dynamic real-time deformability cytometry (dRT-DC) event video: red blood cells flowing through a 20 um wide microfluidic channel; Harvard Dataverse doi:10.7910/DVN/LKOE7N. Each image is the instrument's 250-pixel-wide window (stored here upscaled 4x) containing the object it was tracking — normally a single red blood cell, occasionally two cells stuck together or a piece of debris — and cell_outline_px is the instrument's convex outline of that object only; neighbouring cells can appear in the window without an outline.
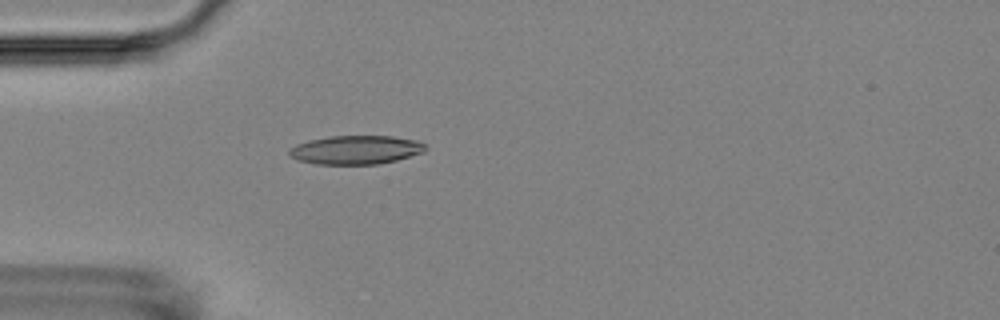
{"species": "Egyptian fruit bat (a non-hibernating species)", "species_latin": "Rousettus aegyptiacus", "temperature_condition": "room temperature", "stored_images_in_passage": 4, "camera_frame_rate_fps": 3000, "um_per_image_px": 0.085, "animal": {"sex": "female"}, "frame": {"image": 1, "passage_image": 4, "time_ms": 3.333, "image_size_px": [1000, 320], "cell_outline_px": [[428, 148], [424, 152], [396, 160], [380, 164], [316, 164], [296, 160], [288, 156], [288, 148], [296, 144], [308, 140], [332, 136], [392, 136], [416, 140], [424, 144]], "centroid_in_image_um": [30.21, 12.74], "position_along_channel_um": 54.8, "area_um2": 23.0}}